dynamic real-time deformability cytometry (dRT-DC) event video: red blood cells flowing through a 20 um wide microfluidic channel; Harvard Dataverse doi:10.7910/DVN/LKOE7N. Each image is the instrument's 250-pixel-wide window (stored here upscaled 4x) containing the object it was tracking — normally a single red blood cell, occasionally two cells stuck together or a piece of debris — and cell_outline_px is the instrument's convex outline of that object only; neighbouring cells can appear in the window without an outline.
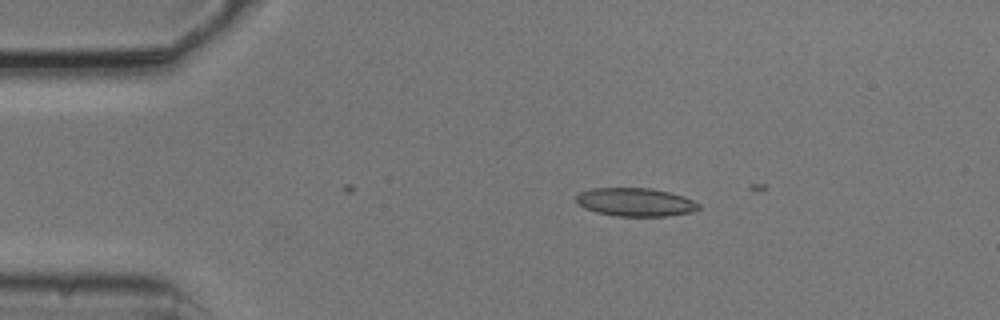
{"species": "common noctule bat (a hibernating species)", "species_latin": "Nyctalus noctula", "temperature_condition": "cold", "stored_images_in_passage": 3, "camera_frame_rate_fps": 3000, "um_per_image_px": 0.085, "animal": {"sex": "male", "body_mass_g": 20.5, "forearm_length_mm": 52.5}, "frame": {"image": 1, "passage_image": 2, "time_ms": 0.333, "image_size_px": [1000, 320], "cell_outline_px": [[700, 208], [692, 212], [668, 216], [616, 216], [596, 212], [584, 208], [576, 200], [576, 196], [580, 192], [592, 188], [652, 188], [684, 196], [700, 204]], "centroid_in_image_um": [54.02, 17.18], "position_along_channel_um": 31.0, "area_um2": 20.23}}